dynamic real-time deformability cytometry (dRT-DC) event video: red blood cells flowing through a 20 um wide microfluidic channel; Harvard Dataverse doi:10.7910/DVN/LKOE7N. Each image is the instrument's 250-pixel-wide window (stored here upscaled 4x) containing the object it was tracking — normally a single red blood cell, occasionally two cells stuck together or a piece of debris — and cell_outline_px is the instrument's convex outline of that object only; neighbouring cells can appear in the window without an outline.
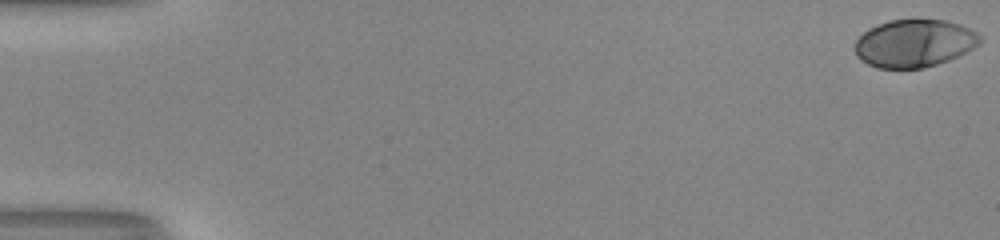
{"species": "human", "species_latin": "Homo sapiens", "temperature_condition": "room temperature", "stored_images_in_passage": 53, "camera_frame_rate_fps": 3000, "um_per_image_px": 0.085, "donor": {"sex": "male"}, "frame": {"image": 1, "passage_image": 1, "time_ms": 0.0, "image_size_px": [1000, 240], "cell_outline_px": [[984, 40], [980, 44], [948, 60], [924, 68], [876, 68], [860, 60], [856, 56], [856, 40], [868, 28], [876, 24], [888, 20], [944, 20], [960, 24], [984, 36]], "centroid_in_image_um": [77.72, 3.67], "position_along_channel_um": 7.3, "area_um2": 34.8}}
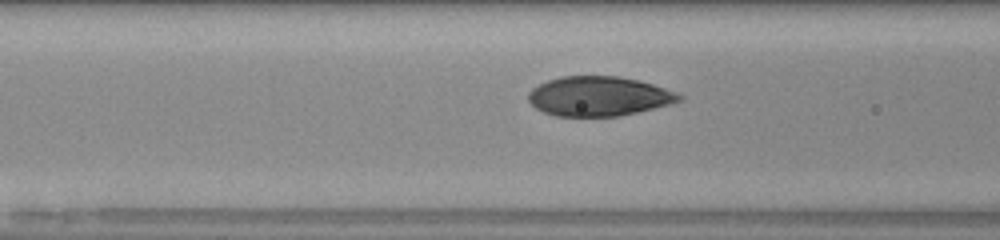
{"frame": {"image": 2, "passage_image": 23, "time_ms": 7.333, "image_size_px": [1000, 240], "cell_outline_px": [[684, 96], [680, 100], [668, 104], [620, 116], [556, 116], [544, 112], [536, 108], [528, 100], [528, 92], [532, 88], [548, 80], [560, 76], [616, 76], [636, 80], [652, 84], [676, 92]], "centroid_in_image_um": [50.86, 8.18], "position_along_channel_um": 115.7, "area_um2": 34.45}}
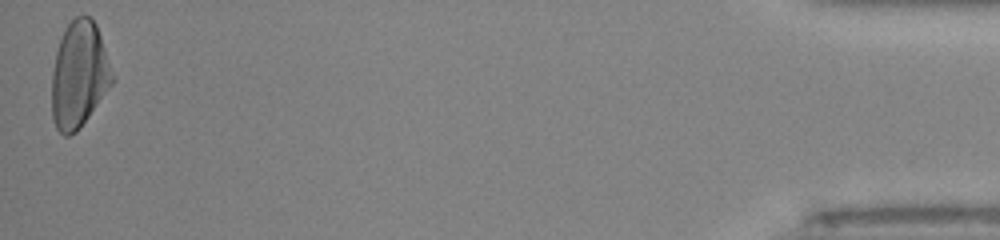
{"frame": {"image": 3, "passage_image": 53, "time_ms": 17.333, "image_size_px": [1000, 240], "cell_outline_px": [[112, 84], [76, 132], [68, 136], [64, 136], [56, 128], [52, 116], [52, 72], [56, 52], [64, 28], [76, 16], [88, 16], [96, 24], [104, 48], [112, 76]], "centroid_in_image_um": [6.68, 6.36], "position_along_channel_um": 428.5, "area_um2": 36.7}, "authors_computed_cell_mechanics": {"area_um2": 35.836, "velocity_mm_per_s": 4.0592, "shape_relaxation_time_tau1_ms": 4.2139, "shape_relaxation_time_tau2_ms": null, "deformation_change_tau1": 0.1996, "deformation_change_tau2": null}}